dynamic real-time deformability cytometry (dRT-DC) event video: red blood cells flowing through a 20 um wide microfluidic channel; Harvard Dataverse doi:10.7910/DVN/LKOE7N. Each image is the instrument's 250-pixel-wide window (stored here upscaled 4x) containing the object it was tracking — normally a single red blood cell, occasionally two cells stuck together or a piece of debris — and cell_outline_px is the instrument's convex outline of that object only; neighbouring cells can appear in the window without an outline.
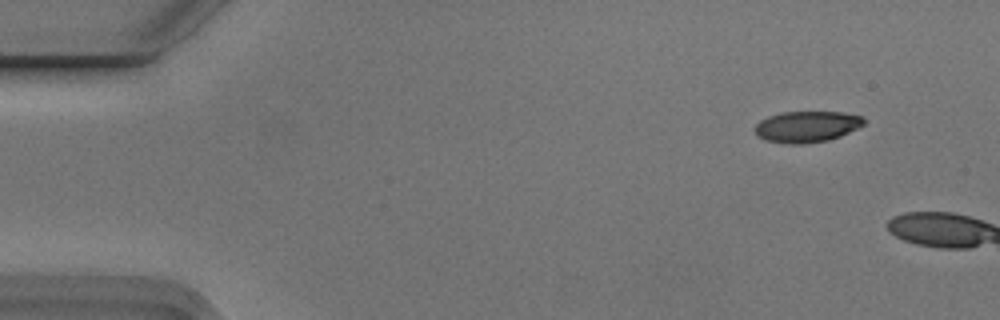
{"species": "Egyptian fruit bat (a non-hibernating species)", "species_latin": "Rousettus aegyptiacus", "temperature_condition": "cold", "stored_images_in_passage": 2, "camera_frame_rate_fps": 3000, "um_per_image_px": 0.085, "animal": {"sex": "male"}, "frame": {"image": 1, "passage_image": 1, "time_ms": 0.0, "image_size_px": [1000, 320], "cell_outline_px": [[864, 124], [840, 136], [828, 140], [804, 144], [788, 144], [764, 140], [756, 132], [756, 124], [760, 120], [768, 116], [784, 112], [844, 112], [864, 116]], "centroid_in_image_um": [68.59, 10.76], "position_along_channel_um": 16.4, "area_um2": 19.71}}